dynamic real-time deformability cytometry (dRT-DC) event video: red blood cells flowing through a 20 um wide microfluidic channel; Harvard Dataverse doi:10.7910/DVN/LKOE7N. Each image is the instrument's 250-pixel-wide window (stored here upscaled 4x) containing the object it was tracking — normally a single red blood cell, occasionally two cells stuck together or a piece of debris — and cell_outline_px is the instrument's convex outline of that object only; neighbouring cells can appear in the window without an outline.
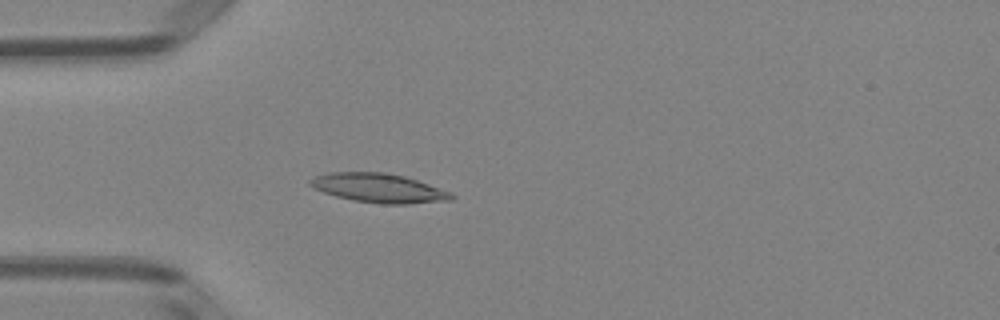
{"species": "Egyptian fruit bat (a non-hibernating species)", "species_latin": "Rousettus aegyptiacus", "temperature_condition": "room temperature", "stored_images_in_passage": 51, "camera_frame_rate_fps": 3000, "um_per_image_px": 0.085, "animal": {"sex": "female"}, "frame": {"image": 1, "passage_image": 15, "time_ms": 4.667, "image_size_px": [1000, 320], "cell_outline_px": [[456, 196], [452, 200], [408, 204], [380, 204], [352, 200], [336, 196], [324, 192], [308, 184], [308, 180], [316, 176], [328, 172], [388, 172], [404, 176], [452, 192]], "centroid_in_image_um": [32.22, 15.98], "position_along_channel_um": 52.8, "area_um2": 24.04}}
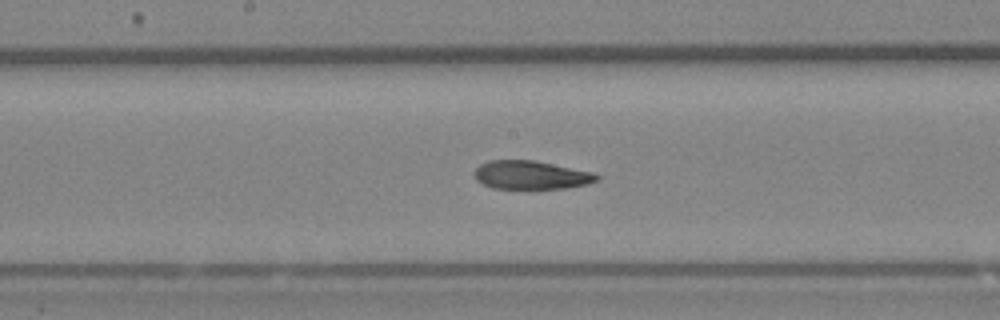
{"frame": {"image": 2, "passage_image": 27, "time_ms": 8.667, "image_size_px": [1000, 320], "cell_outline_px": [[600, 180], [588, 184], [568, 188], [492, 188], [476, 180], [472, 172], [480, 164], [488, 160], [532, 160], [592, 172], [600, 176]], "centroid_in_image_um": [45.12, 14.88], "position_along_channel_um": 203.1, "area_um2": 20.29}}
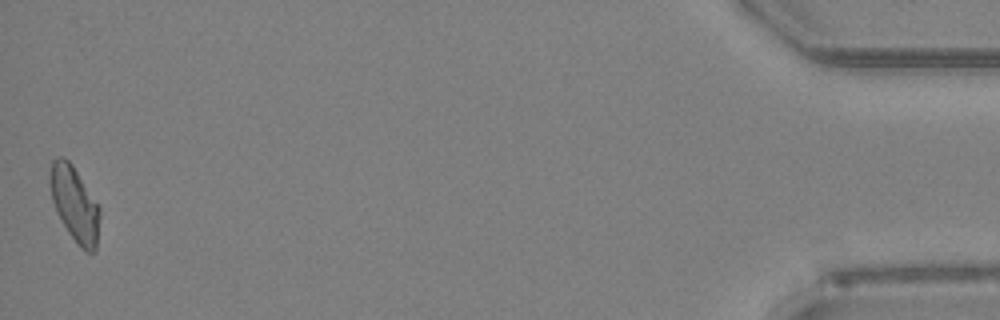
{"frame": {"image": 3, "passage_image": 51, "time_ms": 16.667, "image_size_px": [1000, 320], "cell_outline_px": [[100, 216], [96, 252], [84, 252], [80, 248], [68, 232], [56, 212], [52, 200], [48, 180], [48, 176], [52, 160], [60, 156], [64, 156], [72, 164], [100, 208]], "centroid_in_image_um": [6.33, 17.35], "position_along_channel_um": 428.9, "area_um2": 21.96}, "authors_computed_cell_mechanics": {"area_um2": 21.4438, "velocity_mm_per_s": 3.9714, "shape_relaxation_time_tau1_ms": null, "shape_relaxation_time_tau2_ms": 3.9397, "deformation_change_tau1": null, "deformation_change_tau2": 0.116}}